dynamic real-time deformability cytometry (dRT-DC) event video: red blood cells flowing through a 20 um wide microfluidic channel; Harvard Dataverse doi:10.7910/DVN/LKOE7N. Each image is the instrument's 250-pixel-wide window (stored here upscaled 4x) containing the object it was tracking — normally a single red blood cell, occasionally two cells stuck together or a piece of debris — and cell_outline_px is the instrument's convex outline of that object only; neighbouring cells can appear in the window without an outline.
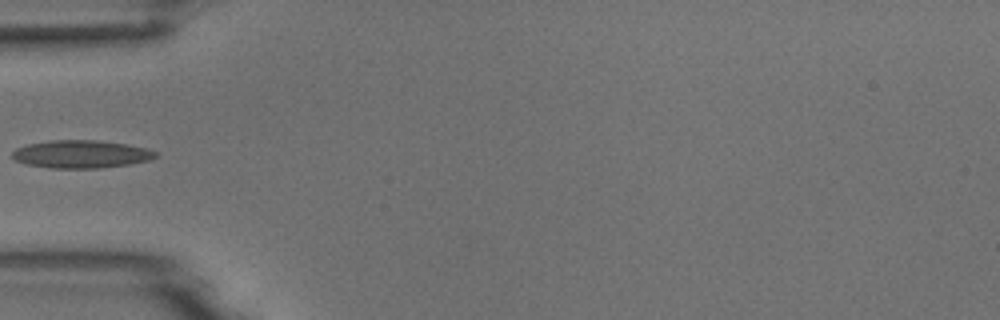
{"species": "common noctule bat (a hibernating species)", "species_latin": "Nyctalus noctula", "temperature_condition": "room temperature", "stored_images_in_passage": 7, "camera_frame_rate_fps": 3000, "um_per_image_px": 0.085, "animal": {"sex": "male", "body_mass_g": 18.8}, "frame": {"image": 1, "passage_image": 6, "time_ms": 6.667, "image_size_px": [1000, 320], "cell_outline_px": [[160, 156], [148, 160], [128, 164], [100, 168], [52, 168], [24, 164], [16, 160], [12, 156], [12, 152], [16, 148], [28, 144], [52, 140], [96, 140], [128, 144], [148, 148], [160, 152]], "centroid_in_image_um": [6.94, 13.1], "position_along_channel_um": 78.1, "area_um2": 23.41}}